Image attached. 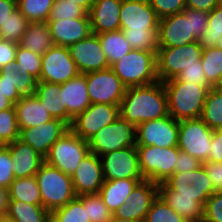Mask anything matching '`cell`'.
I'll list each match as a JSON object with an SVG mask.
<instances>
[{"label":"cell","mask_w":222,"mask_h":222,"mask_svg":"<svg viewBox=\"0 0 222 222\" xmlns=\"http://www.w3.org/2000/svg\"><path fill=\"white\" fill-rule=\"evenodd\" d=\"M216 47L222 51V36L218 40Z\"/></svg>","instance_id":"e7e4bbea"},{"label":"cell","mask_w":222,"mask_h":222,"mask_svg":"<svg viewBox=\"0 0 222 222\" xmlns=\"http://www.w3.org/2000/svg\"><path fill=\"white\" fill-rule=\"evenodd\" d=\"M79 74L68 47L53 45L42 55L40 81L62 84Z\"/></svg>","instance_id":"5bb4252c"},{"label":"cell","mask_w":222,"mask_h":222,"mask_svg":"<svg viewBox=\"0 0 222 222\" xmlns=\"http://www.w3.org/2000/svg\"><path fill=\"white\" fill-rule=\"evenodd\" d=\"M15 62L20 69L21 76L31 74L40 81V73L42 67V56L26 50L18 45L16 50Z\"/></svg>","instance_id":"7bdbcfd3"},{"label":"cell","mask_w":222,"mask_h":222,"mask_svg":"<svg viewBox=\"0 0 222 222\" xmlns=\"http://www.w3.org/2000/svg\"><path fill=\"white\" fill-rule=\"evenodd\" d=\"M168 103V113L175 120L201 118L208 85L177 81L175 78L163 82Z\"/></svg>","instance_id":"3957f363"},{"label":"cell","mask_w":222,"mask_h":222,"mask_svg":"<svg viewBox=\"0 0 222 222\" xmlns=\"http://www.w3.org/2000/svg\"><path fill=\"white\" fill-rule=\"evenodd\" d=\"M222 36V2H220L208 15V26L198 40L202 48L216 47Z\"/></svg>","instance_id":"f35d334b"},{"label":"cell","mask_w":222,"mask_h":222,"mask_svg":"<svg viewBox=\"0 0 222 222\" xmlns=\"http://www.w3.org/2000/svg\"><path fill=\"white\" fill-rule=\"evenodd\" d=\"M201 119L211 129H222V89L210 88L204 103Z\"/></svg>","instance_id":"d590c367"},{"label":"cell","mask_w":222,"mask_h":222,"mask_svg":"<svg viewBox=\"0 0 222 222\" xmlns=\"http://www.w3.org/2000/svg\"><path fill=\"white\" fill-rule=\"evenodd\" d=\"M30 22L16 9L0 27V39L20 43Z\"/></svg>","instance_id":"60d3db41"},{"label":"cell","mask_w":222,"mask_h":222,"mask_svg":"<svg viewBox=\"0 0 222 222\" xmlns=\"http://www.w3.org/2000/svg\"><path fill=\"white\" fill-rule=\"evenodd\" d=\"M50 217L54 222H90L87 218V208L77 197L64 207L52 211Z\"/></svg>","instance_id":"b9f144b4"},{"label":"cell","mask_w":222,"mask_h":222,"mask_svg":"<svg viewBox=\"0 0 222 222\" xmlns=\"http://www.w3.org/2000/svg\"><path fill=\"white\" fill-rule=\"evenodd\" d=\"M209 12L185 8L159 20V48L181 47L198 41L208 26Z\"/></svg>","instance_id":"7a4b0ae2"},{"label":"cell","mask_w":222,"mask_h":222,"mask_svg":"<svg viewBox=\"0 0 222 222\" xmlns=\"http://www.w3.org/2000/svg\"><path fill=\"white\" fill-rule=\"evenodd\" d=\"M159 20L148 0H122L120 30L158 29Z\"/></svg>","instance_id":"44dd1931"},{"label":"cell","mask_w":222,"mask_h":222,"mask_svg":"<svg viewBox=\"0 0 222 222\" xmlns=\"http://www.w3.org/2000/svg\"><path fill=\"white\" fill-rule=\"evenodd\" d=\"M210 150V156L207 161L222 162V129L213 130Z\"/></svg>","instance_id":"11a10c76"},{"label":"cell","mask_w":222,"mask_h":222,"mask_svg":"<svg viewBox=\"0 0 222 222\" xmlns=\"http://www.w3.org/2000/svg\"><path fill=\"white\" fill-rule=\"evenodd\" d=\"M46 222H54V221H53V220L51 219V217H50V218L47 219Z\"/></svg>","instance_id":"03108f58"},{"label":"cell","mask_w":222,"mask_h":222,"mask_svg":"<svg viewBox=\"0 0 222 222\" xmlns=\"http://www.w3.org/2000/svg\"><path fill=\"white\" fill-rule=\"evenodd\" d=\"M19 135L15 107L0 111V145L13 143L19 138Z\"/></svg>","instance_id":"ee69618b"},{"label":"cell","mask_w":222,"mask_h":222,"mask_svg":"<svg viewBox=\"0 0 222 222\" xmlns=\"http://www.w3.org/2000/svg\"><path fill=\"white\" fill-rule=\"evenodd\" d=\"M176 160L177 162L174 167V173L193 171L202 166L201 161L181 150L179 151Z\"/></svg>","instance_id":"f5cc1de1"},{"label":"cell","mask_w":222,"mask_h":222,"mask_svg":"<svg viewBox=\"0 0 222 222\" xmlns=\"http://www.w3.org/2000/svg\"><path fill=\"white\" fill-rule=\"evenodd\" d=\"M104 180L144 179L136 146L121 148L100 156Z\"/></svg>","instance_id":"2e32d148"},{"label":"cell","mask_w":222,"mask_h":222,"mask_svg":"<svg viewBox=\"0 0 222 222\" xmlns=\"http://www.w3.org/2000/svg\"><path fill=\"white\" fill-rule=\"evenodd\" d=\"M60 91L61 84L38 81L34 94L53 118L63 120L68 124V112L66 105L62 104L59 97Z\"/></svg>","instance_id":"4dcf8cb0"},{"label":"cell","mask_w":222,"mask_h":222,"mask_svg":"<svg viewBox=\"0 0 222 222\" xmlns=\"http://www.w3.org/2000/svg\"><path fill=\"white\" fill-rule=\"evenodd\" d=\"M9 200L8 188L0 186V215L8 213Z\"/></svg>","instance_id":"680465c9"},{"label":"cell","mask_w":222,"mask_h":222,"mask_svg":"<svg viewBox=\"0 0 222 222\" xmlns=\"http://www.w3.org/2000/svg\"><path fill=\"white\" fill-rule=\"evenodd\" d=\"M122 0H97L88 12L93 34L120 30Z\"/></svg>","instance_id":"d4e9b609"},{"label":"cell","mask_w":222,"mask_h":222,"mask_svg":"<svg viewBox=\"0 0 222 222\" xmlns=\"http://www.w3.org/2000/svg\"><path fill=\"white\" fill-rule=\"evenodd\" d=\"M146 222H187L176 213L159 195L153 201L145 217Z\"/></svg>","instance_id":"f6af8a7d"},{"label":"cell","mask_w":222,"mask_h":222,"mask_svg":"<svg viewBox=\"0 0 222 222\" xmlns=\"http://www.w3.org/2000/svg\"><path fill=\"white\" fill-rule=\"evenodd\" d=\"M110 68L127 88L159 81L155 52L132 49Z\"/></svg>","instance_id":"277c9868"},{"label":"cell","mask_w":222,"mask_h":222,"mask_svg":"<svg viewBox=\"0 0 222 222\" xmlns=\"http://www.w3.org/2000/svg\"><path fill=\"white\" fill-rule=\"evenodd\" d=\"M212 134L201 118L180 120L177 146L203 163L210 156Z\"/></svg>","instance_id":"30bf717a"},{"label":"cell","mask_w":222,"mask_h":222,"mask_svg":"<svg viewBox=\"0 0 222 222\" xmlns=\"http://www.w3.org/2000/svg\"><path fill=\"white\" fill-rule=\"evenodd\" d=\"M139 168L144 179L156 184L164 183L172 174L180 149L174 147H157L153 145H136Z\"/></svg>","instance_id":"8992f818"},{"label":"cell","mask_w":222,"mask_h":222,"mask_svg":"<svg viewBox=\"0 0 222 222\" xmlns=\"http://www.w3.org/2000/svg\"><path fill=\"white\" fill-rule=\"evenodd\" d=\"M54 0H17V9L30 23L47 22Z\"/></svg>","instance_id":"8d00e7d4"},{"label":"cell","mask_w":222,"mask_h":222,"mask_svg":"<svg viewBox=\"0 0 222 222\" xmlns=\"http://www.w3.org/2000/svg\"><path fill=\"white\" fill-rule=\"evenodd\" d=\"M8 191L10 200L42 205L41 193L35 176L15 178Z\"/></svg>","instance_id":"d6a6232c"},{"label":"cell","mask_w":222,"mask_h":222,"mask_svg":"<svg viewBox=\"0 0 222 222\" xmlns=\"http://www.w3.org/2000/svg\"><path fill=\"white\" fill-rule=\"evenodd\" d=\"M87 208V218L90 222H111L113 213L103 202L99 193L77 196Z\"/></svg>","instance_id":"ab89813d"},{"label":"cell","mask_w":222,"mask_h":222,"mask_svg":"<svg viewBox=\"0 0 222 222\" xmlns=\"http://www.w3.org/2000/svg\"><path fill=\"white\" fill-rule=\"evenodd\" d=\"M87 91L91 103L119 105L127 87L111 68L86 73Z\"/></svg>","instance_id":"7c38bea8"},{"label":"cell","mask_w":222,"mask_h":222,"mask_svg":"<svg viewBox=\"0 0 222 222\" xmlns=\"http://www.w3.org/2000/svg\"><path fill=\"white\" fill-rule=\"evenodd\" d=\"M71 58L81 74L95 72L109 68L108 60L103 52L99 37L91 34L69 47Z\"/></svg>","instance_id":"e0dca14e"},{"label":"cell","mask_w":222,"mask_h":222,"mask_svg":"<svg viewBox=\"0 0 222 222\" xmlns=\"http://www.w3.org/2000/svg\"><path fill=\"white\" fill-rule=\"evenodd\" d=\"M71 179L77 196L99 193L104 183L100 157L89 152L80 161Z\"/></svg>","instance_id":"ffe728a7"},{"label":"cell","mask_w":222,"mask_h":222,"mask_svg":"<svg viewBox=\"0 0 222 222\" xmlns=\"http://www.w3.org/2000/svg\"><path fill=\"white\" fill-rule=\"evenodd\" d=\"M202 166L211 179L214 192L222 193V162L205 161Z\"/></svg>","instance_id":"816d5d0a"},{"label":"cell","mask_w":222,"mask_h":222,"mask_svg":"<svg viewBox=\"0 0 222 222\" xmlns=\"http://www.w3.org/2000/svg\"><path fill=\"white\" fill-rule=\"evenodd\" d=\"M14 107L20 131L53 119L35 94L22 96Z\"/></svg>","instance_id":"83f0119b"},{"label":"cell","mask_w":222,"mask_h":222,"mask_svg":"<svg viewBox=\"0 0 222 222\" xmlns=\"http://www.w3.org/2000/svg\"><path fill=\"white\" fill-rule=\"evenodd\" d=\"M72 3H77L86 13L89 12L92 5L96 3L97 0H68Z\"/></svg>","instance_id":"94428289"},{"label":"cell","mask_w":222,"mask_h":222,"mask_svg":"<svg viewBox=\"0 0 222 222\" xmlns=\"http://www.w3.org/2000/svg\"><path fill=\"white\" fill-rule=\"evenodd\" d=\"M14 161L13 173L15 178L35 176L44 158L33 147L24 143L19 138L13 143L5 145Z\"/></svg>","instance_id":"484cf974"},{"label":"cell","mask_w":222,"mask_h":222,"mask_svg":"<svg viewBox=\"0 0 222 222\" xmlns=\"http://www.w3.org/2000/svg\"><path fill=\"white\" fill-rule=\"evenodd\" d=\"M144 179L104 180L99 195L108 209L114 213L128 199L135 186Z\"/></svg>","instance_id":"f1b7e54d"},{"label":"cell","mask_w":222,"mask_h":222,"mask_svg":"<svg viewBox=\"0 0 222 222\" xmlns=\"http://www.w3.org/2000/svg\"><path fill=\"white\" fill-rule=\"evenodd\" d=\"M17 47L14 42L0 39V69L15 61Z\"/></svg>","instance_id":"db71d44e"},{"label":"cell","mask_w":222,"mask_h":222,"mask_svg":"<svg viewBox=\"0 0 222 222\" xmlns=\"http://www.w3.org/2000/svg\"><path fill=\"white\" fill-rule=\"evenodd\" d=\"M132 49L140 51H158V29L122 30Z\"/></svg>","instance_id":"74e56055"},{"label":"cell","mask_w":222,"mask_h":222,"mask_svg":"<svg viewBox=\"0 0 222 222\" xmlns=\"http://www.w3.org/2000/svg\"><path fill=\"white\" fill-rule=\"evenodd\" d=\"M186 7L211 12L222 0H185Z\"/></svg>","instance_id":"9f6ffc18"},{"label":"cell","mask_w":222,"mask_h":222,"mask_svg":"<svg viewBox=\"0 0 222 222\" xmlns=\"http://www.w3.org/2000/svg\"><path fill=\"white\" fill-rule=\"evenodd\" d=\"M159 19L175 15L186 8L185 0H148Z\"/></svg>","instance_id":"7dc6e473"},{"label":"cell","mask_w":222,"mask_h":222,"mask_svg":"<svg viewBox=\"0 0 222 222\" xmlns=\"http://www.w3.org/2000/svg\"><path fill=\"white\" fill-rule=\"evenodd\" d=\"M158 195L187 222H202L204 206L196 197L176 196L165 182L158 184Z\"/></svg>","instance_id":"4316f807"},{"label":"cell","mask_w":222,"mask_h":222,"mask_svg":"<svg viewBox=\"0 0 222 222\" xmlns=\"http://www.w3.org/2000/svg\"><path fill=\"white\" fill-rule=\"evenodd\" d=\"M203 48L198 41L181 47L158 48L157 78L161 82L176 78L191 65H199Z\"/></svg>","instance_id":"ba28073f"},{"label":"cell","mask_w":222,"mask_h":222,"mask_svg":"<svg viewBox=\"0 0 222 222\" xmlns=\"http://www.w3.org/2000/svg\"><path fill=\"white\" fill-rule=\"evenodd\" d=\"M111 222H146L145 219H121L112 217Z\"/></svg>","instance_id":"6125c7cd"},{"label":"cell","mask_w":222,"mask_h":222,"mask_svg":"<svg viewBox=\"0 0 222 222\" xmlns=\"http://www.w3.org/2000/svg\"><path fill=\"white\" fill-rule=\"evenodd\" d=\"M201 64L206 76V84L210 88L222 84V51L217 47L203 48Z\"/></svg>","instance_id":"e575fe53"},{"label":"cell","mask_w":222,"mask_h":222,"mask_svg":"<svg viewBox=\"0 0 222 222\" xmlns=\"http://www.w3.org/2000/svg\"><path fill=\"white\" fill-rule=\"evenodd\" d=\"M179 121L168 115L136 127V145L174 147L178 144Z\"/></svg>","instance_id":"4fadbf2b"},{"label":"cell","mask_w":222,"mask_h":222,"mask_svg":"<svg viewBox=\"0 0 222 222\" xmlns=\"http://www.w3.org/2000/svg\"><path fill=\"white\" fill-rule=\"evenodd\" d=\"M69 129L70 126L65 121L53 118L35 127L22 129L19 139L45 159L51 146Z\"/></svg>","instance_id":"ac0fdd59"},{"label":"cell","mask_w":222,"mask_h":222,"mask_svg":"<svg viewBox=\"0 0 222 222\" xmlns=\"http://www.w3.org/2000/svg\"><path fill=\"white\" fill-rule=\"evenodd\" d=\"M14 103L0 90V111L10 109Z\"/></svg>","instance_id":"91938a15"},{"label":"cell","mask_w":222,"mask_h":222,"mask_svg":"<svg viewBox=\"0 0 222 222\" xmlns=\"http://www.w3.org/2000/svg\"><path fill=\"white\" fill-rule=\"evenodd\" d=\"M59 97L62 104L66 105L68 125L70 126L72 120L91 105L87 91L86 74L79 73L76 77L62 83Z\"/></svg>","instance_id":"cb8c5ba5"},{"label":"cell","mask_w":222,"mask_h":222,"mask_svg":"<svg viewBox=\"0 0 222 222\" xmlns=\"http://www.w3.org/2000/svg\"><path fill=\"white\" fill-rule=\"evenodd\" d=\"M17 9V0H0V27Z\"/></svg>","instance_id":"6f0895ef"},{"label":"cell","mask_w":222,"mask_h":222,"mask_svg":"<svg viewBox=\"0 0 222 222\" xmlns=\"http://www.w3.org/2000/svg\"><path fill=\"white\" fill-rule=\"evenodd\" d=\"M14 161L11 158L9 149L0 145V186L9 188L11 182L15 179L13 173Z\"/></svg>","instance_id":"c3c4849f"},{"label":"cell","mask_w":222,"mask_h":222,"mask_svg":"<svg viewBox=\"0 0 222 222\" xmlns=\"http://www.w3.org/2000/svg\"><path fill=\"white\" fill-rule=\"evenodd\" d=\"M202 222H222V193H214L207 199Z\"/></svg>","instance_id":"681fc988"},{"label":"cell","mask_w":222,"mask_h":222,"mask_svg":"<svg viewBox=\"0 0 222 222\" xmlns=\"http://www.w3.org/2000/svg\"><path fill=\"white\" fill-rule=\"evenodd\" d=\"M165 183L176 191V196L196 197L203 206L215 193L211 179L203 166L193 171L174 173Z\"/></svg>","instance_id":"9a60e30c"},{"label":"cell","mask_w":222,"mask_h":222,"mask_svg":"<svg viewBox=\"0 0 222 222\" xmlns=\"http://www.w3.org/2000/svg\"><path fill=\"white\" fill-rule=\"evenodd\" d=\"M89 152L88 142L69 129L51 146L44 162L72 176Z\"/></svg>","instance_id":"52a82bcc"},{"label":"cell","mask_w":222,"mask_h":222,"mask_svg":"<svg viewBox=\"0 0 222 222\" xmlns=\"http://www.w3.org/2000/svg\"><path fill=\"white\" fill-rule=\"evenodd\" d=\"M175 79L185 83L207 85L201 60H199V65L187 67V69L183 70Z\"/></svg>","instance_id":"f907efd6"},{"label":"cell","mask_w":222,"mask_h":222,"mask_svg":"<svg viewBox=\"0 0 222 222\" xmlns=\"http://www.w3.org/2000/svg\"><path fill=\"white\" fill-rule=\"evenodd\" d=\"M42 198V206L50 213L77 197L71 176L47 163L35 174Z\"/></svg>","instance_id":"5b68a950"},{"label":"cell","mask_w":222,"mask_h":222,"mask_svg":"<svg viewBox=\"0 0 222 222\" xmlns=\"http://www.w3.org/2000/svg\"><path fill=\"white\" fill-rule=\"evenodd\" d=\"M97 36L99 37V41L109 66L130 53L132 50L122 30L104 32Z\"/></svg>","instance_id":"1f68e13d"},{"label":"cell","mask_w":222,"mask_h":222,"mask_svg":"<svg viewBox=\"0 0 222 222\" xmlns=\"http://www.w3.org/2000/svg\"><path fill=\"white\" fill-rule=\"evenodd\" d=\"M86 12L77 3L68 0H54L48 21L81 18Z\"/></svg>","instance_id":"bcb514c9"},{"label":"cell","mask_w":222,"mask_h":222,"mask_svg":"<svg viewBox=\"0 0 222 222\" xmlns=\"http://www.w3.org/2000/svg\"><path fill=\"white\" fill-rule=\"evenodd\" d=\"M157 196L158 184L144 179L135 186L133 191L128 195L126 203L113 213V217L121 219H145Z\"/></svg>","instance_id":"d6986e66"},{"label":"cell","mask_w":222,"mask_h":222,"mask_svg":"<svg viewBox=\"0 0 222 222\" xmlns=\"http://www.w3.org/2000/svg\"><path fill=\"white\" fill-rule=\"evenodd\" d=\"M88 145L90 152L99 157L121 148L136 146V127L120 116L96 132Z\"/></svg>","instance_id":"9c48e42d"},{"label":"cell","mask_w":222,"mask_h":222,"mask_svg":"<svg viewBox=\"0 0 222 222\" xmlns=\"http://www.w3.org/2000/svg\"><path fill=\"white\" fill-rule=\"evenodd\" d=\"M38 80L31 74L21 76L17 63L11 62L0 69V90L16 104L22 96L34 94Z\"/></svg>","instance_id":"7402d4cb"},{"label":"cell","mask_w":222,"mask_h":222,"mask_svg":"<svg viewBox=\"0 0 222 222\" xmlns=\"http://www.w3.org/2000/svg\"><path fill=\"white\" fill-rule=\"evenodd\" d=\"M18 45L41 56L47 53L54 45L48 23H29Z\"/></svg>","instance_id":"f546056e"},{"label":"cell","mask_w":222,"mask_h":222,"mask_svg":"<svg viewBox=\"0 0 222 222\" xmlns=\"http://www.w3.org/2000/svg\"><path fill=\"white\" fill-rule=\"evenodd\" d=\"M118 117H120L119 105L91 103L72 120L70 129L88 142L96 132L113 123Z\"/></svg>","instance_id":"8fae6325"},{"label":"cell","mask_w":222,"mask_h":222,"mask_svg":"<svg viewBox=\"0 0 222 222\" xmlns=\"http://www.w3.org/2000/svg\"><path fill=\"white\" fill-rule=\"evenodd\" d=\"M54 45L69 47L92 34L88 13L81 18L47 21Z\"/></svg>","instance_id":"603a6c76"},{"label":"cell","mask_w":222,"mask_h":222,"mask_svg":"<svg viewBox=\"0 0 222 222\" xmlns=\"http://www.w3.org/2000/svg\"><path fill=\"white\" fill-rule=\"evenodd\" d=\"M7 215L14 222H46L50 218V212L42 205L17 200H9Z\"/></svg>","instance_id":"836d02e7"},{"label":"cell","mask_w":222,"mask_h":222,"mask_svg":"<svg viewBox=\"0 0 222 222\" xmlns=\"http://www.w3.org/2000/svg\"><path fill=\"white\" fill-rule=\"evenodd\" d=\"M0 222H14L7 214L0 215Z\"/></svg>","instance_id":"be15d7a7"},{"label":"cell","mask_w":222,"mask_h":222,"mask_svg":"<svg viewBox=\"0 0 222 222\" xmlns=\"http://www.w3.org/2000/svg\"><path fill=\"white\" fill-rule=\"evenodd\" d=\"M167 95L163 82L126 89L120 104V116L137 127L145 121L168 116Z\"/></svg>","instance_id":"6da1fadb"}]
</instances>
